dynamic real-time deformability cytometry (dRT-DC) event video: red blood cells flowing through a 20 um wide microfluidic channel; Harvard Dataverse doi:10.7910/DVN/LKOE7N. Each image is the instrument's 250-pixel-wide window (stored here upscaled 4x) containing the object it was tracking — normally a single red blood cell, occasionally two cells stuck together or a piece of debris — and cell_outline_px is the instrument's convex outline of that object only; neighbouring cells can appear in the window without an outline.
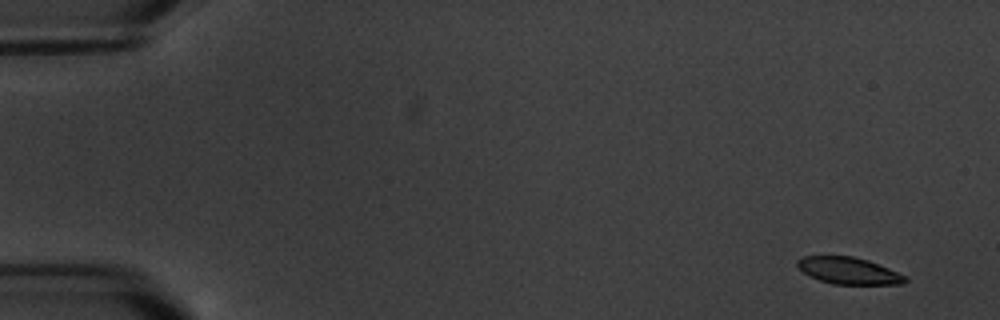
{"species": "common noctule bat (a hibernating species)", "species_latin": "Nyctalus noctula", "temperature_condition": "warm", "stored_images_in_passage": 13, "camera_frame_rate_fps": 3000, "um_per_image_px": 0.085, "animal": {"sex": "male", "body_mass_g": 20.1, "forearm_length_mm": 53.5}, "frame": {"image": 1, "passage_image": 1, "time_ms": 0.0, "image_size_px": [1000, 320], "cell_outline_px": [[908, 280], [900, 284], [832, 284], [820, 280], [804, 272], [796, 264], [796, 260], [804, 256], [852, 256], [868, 260], [888, 268], [904, 276]], "centroid_in_image_um": [72.11, 23.0], "position_along_channel_um": 12.9, "area_um2": 16.53}}
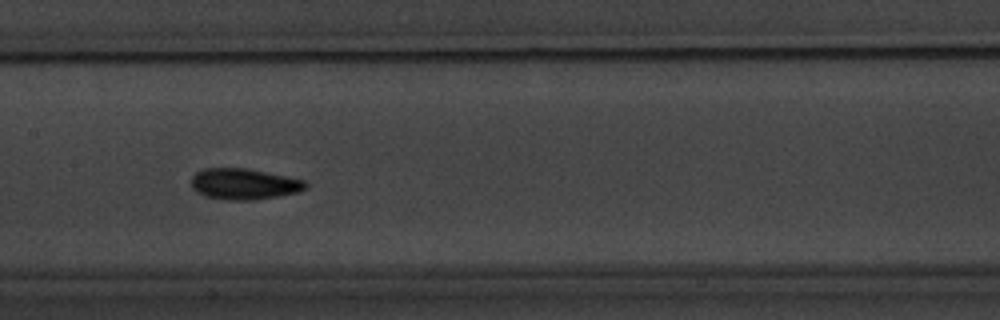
{"frame": {"image": 2, "passage_image": 9, "time_ms": 9.0, "image_size_px": [1000, 320], "cell_outline_px": [[308, 188], [300, 192], [252, 200], [228, 200], [204, 196], [196, 192], [192, 188], [192, 176], [196, 172], [204, 168], [248, 168], [304, 180], [308, 184]], "centroid_in_image_um": [20.74, 15.64], "position_along_channel_um": 186.7, "area_um2": 20.75}}
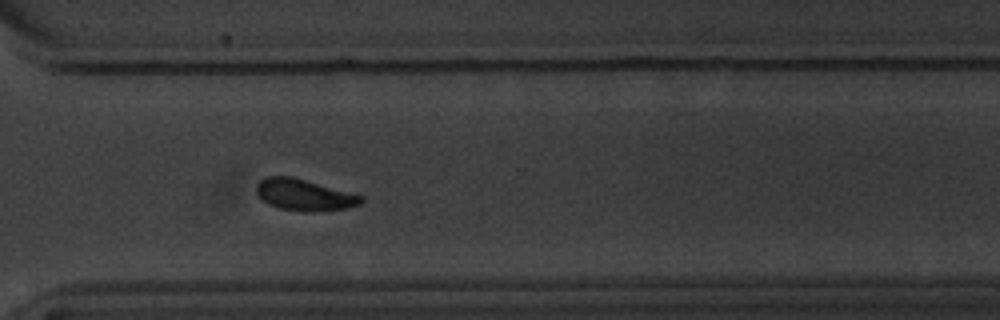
{"frame": {"image": 3, "passage_image": 13, "time_ms": 13.667, "image_size_px": [1000, 320], "cell_outline_px": [[364, 200], [360, 204], [344, 208], [312, 212], [304, 212], [280, 208], [268, 204], [256, 192], [256, 184], [264, 176], [292, 176], [364, 196]], "centroid_in_image_um": [25.84, 16.55], "position_along_channel_um": 344.8, "area_um2": 19.13}}